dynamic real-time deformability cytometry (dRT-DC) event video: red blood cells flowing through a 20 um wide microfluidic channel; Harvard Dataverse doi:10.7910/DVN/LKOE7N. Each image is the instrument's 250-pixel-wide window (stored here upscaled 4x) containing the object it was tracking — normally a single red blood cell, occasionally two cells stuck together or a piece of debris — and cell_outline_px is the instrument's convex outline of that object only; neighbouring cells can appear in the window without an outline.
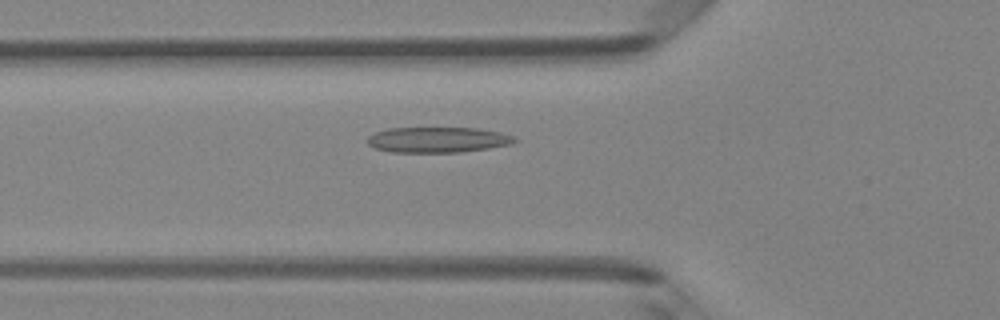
{"species": "Egyptian fruit bat (a non-hibernating species)", "species_latin": "Rousettus aegyptiacus", "temperature_condition": "room temperature", "stored_images_in_passage": 48, "camera_frame_rate_fps": 3000, "um_per_image_px": 0.085, "animal": {"sex": "female"}, "frame": {"image": 1, "passage_image": 17, "time_ms": 5.333, "image_size_px": [1000, 320], "cell_outline_px": [[516, 140], [512, 144], [488, 148], [460, 152], [392, 152], [376, 148], [368, 144], [368, 136], [376, 132], [388, 128], [476, 128], [500, 132], [512, 136]], "centroid_in_image_um": [37.2, 11.88], "position_along_channel_um": 88.6, "area_um2": 21.68}}
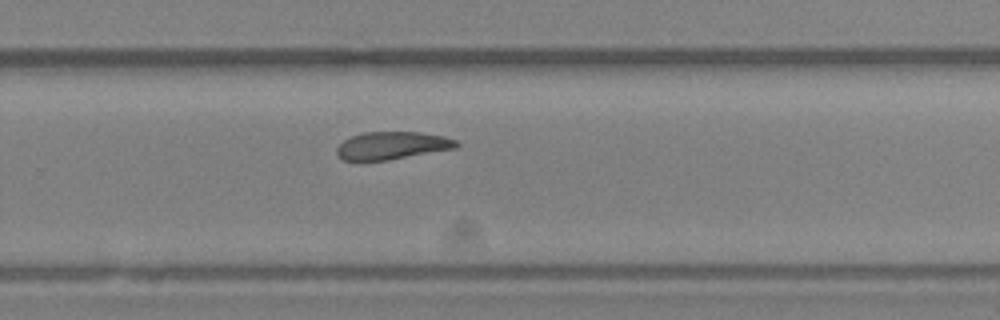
{"frame": {"image": 2, "passage_image": 32, "time_ms": 10.333, "image_size_px": [1000, 320], "cell_outline_px": [[460, 144], [456, 148], [388, 160], [344, 160], [336, 156], [336, 148], [344, 140], [352, 136], [364, 132], [420, 132], [444, 136], [456, 140]], "centroid_in_image_um": [33.33, 12.37], "position_along_channel_um": 296.5, "area_um2": 19.25}}
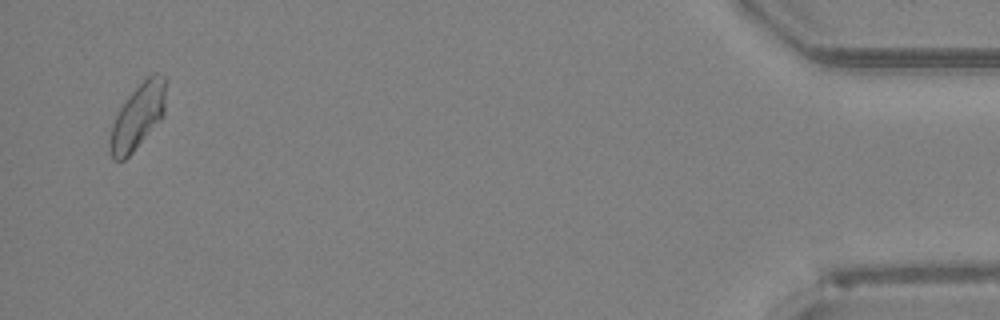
{"frame": {"image": 3, "passage_image": 47, "time_ms": 15.333, "image_size_px": [1000, 320], "cell_outline_px": [[164, 116], [132, 152], [124, 160], [112, 160], [108, 144], [112, 124], [120, 108], [128, 96], [152, 72], [156, 72], [164, 76]], "centroid_in_image_um": [11.68, 9.92], "position_along_channel_um": 423.5, "area_um2": 20.87}, "authors_computed_cell_mechanics": {"area_um2": 20.8658, "velocity_mm_per_s": 4.1678, "shape_relaxation_time_tau1_ms": null, "shape_relaxation_time_tau2_ms": 1.779, "deformation_change_tau1": null, "deformation_change_tau2": 0.0795}}